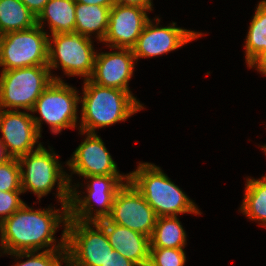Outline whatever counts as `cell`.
Returning <instances> with one entry per match:
<instances>
[{"instance_id": "obj_1", "label": "cell", "mask_w": 266, "mask_h": 266, "mask_svg": "<svg viewBox=\"0 0 266 266\" xmlns=\"http://www.w3.org/2000/svg\"><path fill=\"white\" fill-rule=\"evenodd\" d=\"M68 206L34 209L25 203L0 223V253L66 249ZM60 226L64 229L58 241L55 234Z\"/></svg>"}, {"instance_id": "obj_2", "label": "cell", "mask_w": 266, "mask_h": 266, "mask_svg": "<svg viewBox=\"0 0 266 266\" xmlns=\"http://www.w3.org/2000/svg\"><path fill=\"white\" fill-rule=\"evenodd\" d=\"M83 82V93L80 96L79 131L97 133L98 128L112 126L121 121L125 122L138 111L145 109L133 93L103 87L90 79Z\"/></svg>"}, {"instance_id": "obj_3", "label": "cell", "mask_w": 266, "mask_h": 266, "mask_svg": "<svg viewBox=\"0 0 266 266\" xmlns=\"http://www.w3.org/2000/svg\"><path fill=\"white\" fill-rule=\"evenodd\" d=\"M128 180L142 194L158 217L178 216V214L201 215L193 200L171 181L161 167L138 162L137 169L128 173Z\"/></svg>"}, {"instance_id": "obj_4", "label": "cell", "mask_w": 266, "mask_h": 266, "mask_svg": "<svg viewBox=\"0 0 266 266\" xmlns=\"http://www.w3.org/2000/svg\"><path fill=\"white\" fill-rule=\"evenodd\" d=\"M21 190L23 193L33 192L37 200L57 188L56 198L62 205H69L70 191L67 171L59 161V155L50 146L45 148L43 144L19 158ZM57 183V184H56Z\"/></svg>"}, {"instance_id": "obj_5", "label": "cell", "mask_w": 266, "mask_h": 266, "mask_svg": "<svg viewBox=\"0 0 266 266\" xmlns=\"http://www.w3.org/2000/svg\"><path fill=\"white\" fill-rule=\"evenodd\" d=\"M92 38L77 32L49 35L48 67L53 80L63 81L62 77L51 72L60 67L65 76H80L84 80L91 78L99 51H95Z\"/></svg>"}, {"instance_id": "obj_6", "label": "cell", "mask_w": 266, "mask_h": 266, "mask_svg": "<svg viewBox=\"0 0 266 266\" xmlns=\"http://www.w3.org/2000/svg\"><path fill=\"white\" fill-rule=\"evenodd\" d=\"M84 187L86 193L79 191L83 183L72 184L70 191V202L68 206L69 218L80 221H99L106 219L112 209L113 201L117 191L128 181L125 175H95L86 176ZM89 179V180H88ZM78 190V191H77ZM82 194H86L83 195ZM98 205L99 208L94 206ZM95 208V209H94Z\"/></svg>"}, {"instance_id": "obj_7", "label": "cell", "mask_w": 266, "mask_h": 266, "mask_svg": "<svg viewBox=\"0 0 266 266\" xmlns=\"http://www.w3.org/2000/svg\"><path fill=\"white\" fill-rule=\"evenodd\" d=\"M78 92L64 80H53L46 87L30 111L33 113V121L41 136L43 121L50 126L51 133L55 135L64 129L77 128L80 119L77 114L80 104ZM34 113H38L40 117Z\"/></svg>"}, {"instance_id": "obj_8", "label": "cell", "mask_w": 266, "mask_h": 266, "mask_svg": "<svg viewBox=\"0 0 266 266\" xmlns=\"http://www.w3.org/2000/svg\"><path fill=\"white\" fill-rule=\"evenodd\" d=\"M53 81L48 65L0 71V109L31 111Z\"/></svg>"}, {"instance_id": "obj_9", "label": "cell", "mask_w": 266, "mask_h": 266, "mask_svg": "<svg viewBox=\"0 0 266 266\" xmlns=\"http://www.w3.org/2000/svg\"><path fill=\"white\" fill-rule=\"evenodd\" d=\"M67 266H101L114 250L97 221L68 219L66 227Z\"/></svg>"}, {"instance_id": "obj_10", "label": "cell", "mask_w": 266, "mask_h": 266, "mask_svg": "<svg viewBox=\"0 0 266 266\" xmlns=\"http://www.w3.org/2000/svg\"><path fill=\"white\" fill-rule=\"evenodd\" d=\"M46 29L37 24L29 29L3 34L0 49L1 70L48 65Z\"/></svg>"}, {"instance_id": "obj_11", "label": "cell", "mask_w": 266, "mask_h": 266, "mask_svg": "<svg viewBox=\"0 0 266 266\" xmlns=\"http://www.w3.org/2000/svg\"><path fill=\"white\" fill-rule=\"evenodd\" d=\"M157 218L153 208L129 180L117 191L111 213L107 217L110 222L149 238L154 231Z\"/></svg>"}, {"instance_id": "obj_12", "label": "cell", "mask_w": 266, "mask_h": 266, "mask_svg": "<svg viewBox=\"0 0 266 266\" xmlns=\"http://www.w3.org/2000/svg\"><path fill=\"white\" fill-rule=\"evenodd\" d=\"M160 21L157 16L146 23L136 45L132 48L136 62L141 58H155L168 54L204 35L202 32L177 27L176 22L162 27L159 26Z\"/></svg>"}, {"instance_id": "obj_13", "label": "cell", "mask_w": 266, "mask_h": 266, "mask_svg": "<svg viewBox=\"0 0 266 266\" xmlns=\"http://www.w3.org/2000/svg\"><path fill=\"white\" fill-rule=\"evenodd\" d=\"M79 132L86 138L75 149L71 158L65 162L71 171L70 175L67 174L70 186L73 182V174L83 178L95 175H124L119 172L117 164L97 133Z\"/></svg>"}, {"instance_id": "obj_14", "label": "cell", "mask_w": 266, "mask_h": 266, "mask_svg": "<svg viewBox=\"0 0 266 266\" xmlns=\"http://www.w3.org/2000/svg\"><path fill=\"white\" fill-rule=\"evenodd\" d=\"M0 132V140L12 158H19L42 145L38 141L42 136L32 114L25 110L0 109Z\"/></svg>"}, {"instance_id": "obj_15", "label": "cell", "mask_w": 266, "mask_h": 266, "mask_svg": "<svg viewBox=\"0 0 266 266\" xmlns=\"http://www.w3.org/2000/svg\"><path fill=\"white\" fill-rule=\"evenodd\" d=\"M149 11L138 6L117 5L110 8L108 30L103 44L110 49H132L150 20Z\"/></svg>"}, {"instance_id": "obj_16", "label": "cell", "mask_w": 266, "mask_h": 266, "mask_svg": "<svg viewBox=\"0 0 266 266\" xmlns=\"http://www.w3.org/2000/svg\"><path fill=\"white\" fill-rule=\"evenodd\" d=\"M112 52H98L95 57L94 71L90 78L97 85L121 89L132 93L129 89L136 59L130 48H113Z\"/></svg>"}, {"instance_id": "obj_17", "label": "cell", "mask_w": 266, "mask_h": 266, "mask_svg": "<svg viewBox=\"0 0 266 266\" xmlns=\"http://www.w3.org/2000/svg\"><path fill=\"white\" fill-rule=\"evenodd\" d=\"M97 222L104 228L114 250L138 266H148L150 254V238L148 236L114 224L107 218Z\"/></svg>"}, {"instance_id": "obj_18", "label": "cell", "mask_w": 266, "mask_h": 266, "mask_svg": "<svg viewBox=\"0 0 266 266\" xmlns=\"http://www.w3.org/2000/svg\"><path fill=\"white\" fill-rule=\"evenodd\" d=\"M75 8V0H49L36 17V24L44 29L47 22L50 35L74 32Z\"/></svg>"}, {"instance_id": "obj_19", "label": "cell", "mask_w": 266, "mask_h": 266, "mask_svg": "<svg viewBox=\"0 0 266 266\" xmlns=\"http://www.w3.org/2000/svg\"><path fill=\"white\" fill-rule=\"evenodd\" d=\"M109 14V7L76 3L74 32L87 37L93 34L101 43L108 30Z\"/></svg>"}, {"instance_id": "obj_20", "label": "cell", "mask_w": 266, "mask_h": 266, "mask_svg": "<svg viewBox=\"0 0 266 266\" xmlns=\"http://www.w3.org/2000/svg\"><path fill=\"white\" fill-rule=\"evenodd\" d=\"M244 191L240 213L266 227V175L258 179L247 177Z\"/></svg>"}, {"instance_id": "obj_21", "label": "cell", "mask_w": 266, "mask_h": 266, "mask_svg": "<svg viewBox=\"0 0 266 266\" xmlns=\"http://www.w3.org/2000/svg\"><path fill=\"white\" fill-rule=\"evenodd\" d=\"M245 40V63L250 67L266 52V0L258 2Z\"/></svg>"}, {"instance_id": "obj_22", "label": "cell", "mask_w": 266, "mask_h": 266, "mask_svg": "<svg viewBox=\"0 0 266 266\" xmlns=\"http://www.w3.org/2000/svg\"><path fill=\"white\" fill-rule=\"evenodd\" d=\"M187 233L178 216L158 217L150 237V248H184Z\"/></svg>"}, {"instance_id": "obj_23", "label": "cell", "mask_w": 266, "mask_h": 266, "mask_svg": "<svg viewBox=\"0 0 266 266\" xmlns=\"http://www.w3.org/2000/svg\"><path fill=\"white\" fill-rule=\"evenodd\" d=\"M36 25V16L20 0H0V32L26 30Z\"/></svg>"}, {"instance_id": "obj_24", "label": "cell", "mask_w": 266, "mask_h": 266, "mask_svg": "<svg viewBox=\"0 0 266 266\" xmlns=\"http://www.w3.org/2000/svg\"><path fill=\"white\" fill-rule=\"evenodd\" d=\"M14 256L16 263L12 266H67V249H56L48 251H28L15 253H0ZM26 258V261L20 259ZM20 261H19V260ZM18 260V261H17Z\"/></svg>"}, {"instance_id": "obj_25", "label": "cell", "mask_w": 266, "mask_h": 266, "mask_svg": "<svg viewBox=\"0 0 266 266\" xmlns=\"http://www.w3.org/2000/svg\"><path fill=\"white\" fill-rule=\"evenodd\" d=\"M184 248H150L148 266H185Z\"/></svg>"}, {"instance_id": "obj_26", "label": "cell", "mask_w": 266, "mask_h": 266, "mask_svg": "<svg viewBox=\"0 0 266 266\" xmlns=\"http://www.w3.org/2000/svg\"><path fill=\"white\" fill-rule=\"evenodd\" d=\"M0 191H22L20 165L17 158L0 164Z\"/></svg>"}, {"instance_id": "obj_27", "label": "cell", "mask_w": 266, "mask_h": 266, "mask_svg": "<svg viewBox=\"0 0 266 266\" xmlns=\"http://www.w3.org/2000/svg\"><path fill=\"white\" fill-rule=\"evenodd\" d=\"M22 193L23 191H0V223L25 204L20 198Z\"/></svg>"}, {"instance_id": "obj_28", "label": "cell", "mask_w": 266, "mask_h": 266, "mask_svg": "<svg viewBox=\"0 0 266 266\" xmlns=\"http://www.w3.org/2000/svg\"><path fill=\"white\" fill-rule=\"evenodd\" d=\"M101 266H138L133 261L127 259L126 257L122 256L116 250H113L108 258L106 259L105 263Z\"/></svg>"}, {"instance_id": "obj_29", "label": "cell", "mask_w": 266, "mask_h": 266, "mask_svg": "<svg viewBox=\"0 0 266 266\" xmlns=\"http://www.w3.org/2000/svg\"><path fill=\"white\" fill-rule=\"evenodd\" d=\"M36 17L49 0H20Z\"/></svg>"}, {"instance_id": "obj_30", "label": "cell", "mask_w": 266, "mask_h": 266, "mask_svg": "<svg viewBox=\"0 0 266 266\" xmlns=\"http://www.w3.org/2000/svg\"><path fill=\"white\" fill-rule=\"evenodd\" d=\"M153 0H114L117 5L138 6L146 10H153Z\"/></svg>"}, {"instance_id": "obj_31", "label": "cell", "mask_w": 266, "mask_h": 266, "mask_svg": "<svg viewBox=\"0 0 266 266\" xmlns=\"http://www.w3.org/2000/svg\"><path fill=\"white\" fill-rule=\"evenodd\" d=\"M256 68L258 72L266 76V52L263 53L248 69Z\"/></svg>"}, {"instance_id": "obj_32", "label": "cell", "mask_w": 266, "mask_h": 266, "mask_svg": "<svg viewBox=\"0 0 266 266\" xmlns=\"http://www.w3.org/2000/svg\"><path fill=\"white\" fill-rule=\"evenodd\" d=\"M75 2L86 5H101L109 8L115 4L114 0H75Z\"/></svg>"}, {"instance_id": "obj_33", "label": "cell", "mask_w": 266, "mask_h": 266, "mask_svg": "<svg viewBox=\"0 0 266 266\" xmlns=\"http://www.w3.org/2000/svg\"><path fill=\"white\" fill-rule=\"evenodd\" d=\"M12 157L7 153L6 148L0 140V164H3L10 160Z\"/></svg>"}, {"instance_id": "obj_34", "label": "cell", "mask_w": 266, "mask_h": 266, "mask_svg": "<svg viewBox=\"0 0 266 266\" xmlns=\"http://www.w3.org/2000/svg\"><path fill=\"white\" fill-rule=\"evenodd\" d=\"M2 37H3V34L0 32V49H1Z\"/></svg>"}, {"instance_id": "obj_35", "label": "cell", "mask_w": 266, "mask_h": 266, "mask_svg": "<svg viewBox=\"0 0 266 266\" xmlns=\"http://www.w3.org/2000/svg\"><path fill=\"white\" fill-rule=\"evenodd\" d=\"M261 147H262V150L264 151V153L266 154V145H264V146L262 145Z\"/></svg>"}]
</instances>
